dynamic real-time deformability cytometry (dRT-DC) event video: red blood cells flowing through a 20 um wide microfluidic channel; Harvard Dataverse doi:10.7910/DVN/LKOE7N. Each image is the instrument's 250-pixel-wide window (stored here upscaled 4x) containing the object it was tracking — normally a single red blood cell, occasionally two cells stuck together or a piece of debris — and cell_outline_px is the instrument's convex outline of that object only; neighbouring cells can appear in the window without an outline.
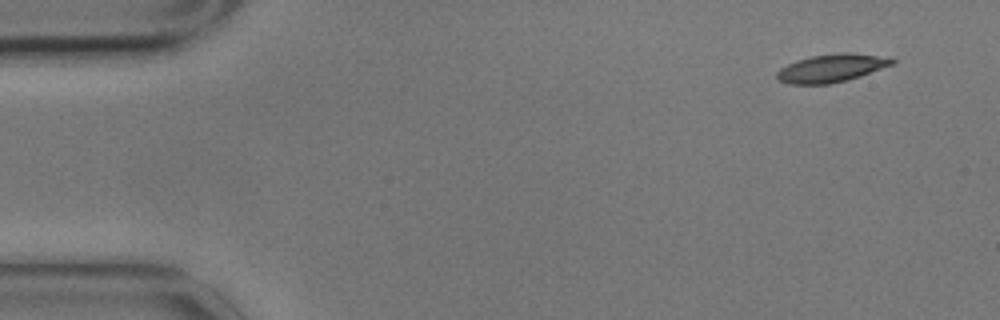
{"species": "common noctule bat (a hibernating species)", "species_latin": "Nyctalus noctula", "temperature_condition": "cold", "stored_images_in_passage": 4, "camera_frame_rate_fps": 3000, "um_per_image_px": 0.085, "animal": {"sex": "male", "body_mass_g": 17.9}, "frame": {"image": 1, "passage_image": 1, "time_ms": 0.0, "image_size_px": [1000, 320], "cell_outline_px": [[896, 60], [892, 64], [860, 76], [848, 80], [828, 84], [788, 84], [780, 80], [776, 76], [776, 72], [780, 68], [796, 60], [812, 56], [844, 52], [888, 56]], "centroid_in_image_um": [70.67, 5.78], "position_along_channel_um": 14.3, "area_um2": 18.73}}
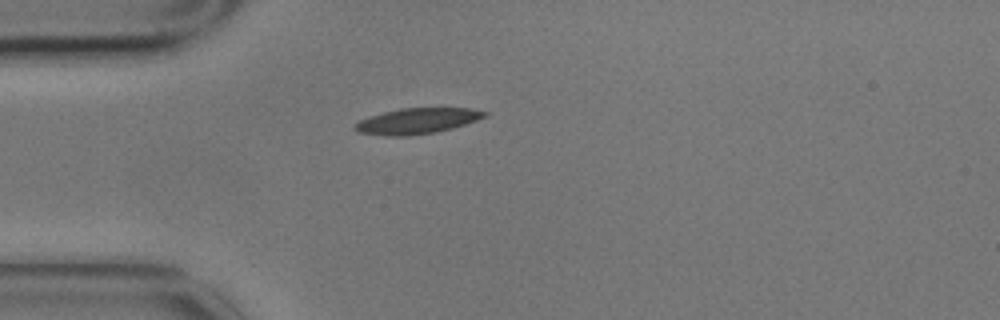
{"frame": {"image": 2, "passage_image": 4, "time_ms": 1.0, "image_size_px": [1000, 320], "cell_outline_px": [[488, 116], [452, 128], [436, 132], [408, 136], [388, 136], [356, 132], [352, 128], [352, 124], [360, 120], [384, 112], [400, 108], [472, 108], [488, 112]], "centroid_in_image_um": [35.43, 10.29], "position_along_channel_um": 49.6, "area_um2": 19.48}}